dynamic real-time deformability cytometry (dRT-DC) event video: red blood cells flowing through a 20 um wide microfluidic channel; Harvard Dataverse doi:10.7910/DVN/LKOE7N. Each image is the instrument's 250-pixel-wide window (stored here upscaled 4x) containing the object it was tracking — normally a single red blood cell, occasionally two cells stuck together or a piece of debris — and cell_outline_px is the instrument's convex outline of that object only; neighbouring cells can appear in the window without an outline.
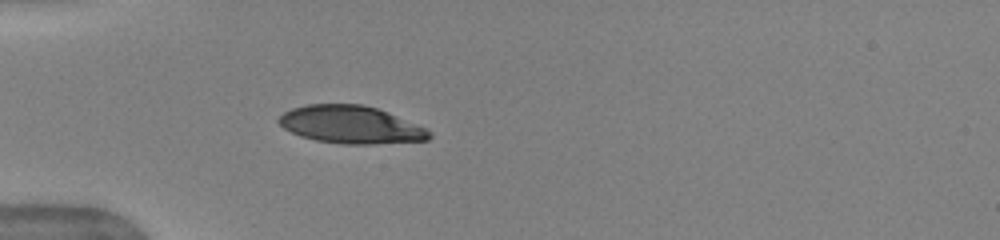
{"species": "human", "species_latin": "Homo sapiens", "temperature_condition": "warm", "stored_images_in_passage": 38, "camera_frame_rate_fps": 3000, "um_per_image_px": 0.085, "donor": {"sex": "female"}, "frame": {"image": 1, "passage_image": 6, "time_ms": 1.667, "image_size_px": [1000, 240], "cell_outline_px": [[432, 136], [428, 140], [372, 144], [344, 144], [316, 140], [300, 136], [284, 128], [276, 120], [284, 112], [292, 108], [308, 104], [360, 104], [376, 108], [424, 128], [432, 132]], "centroid_in_image_um": [29.78, 10.6], "position_along_channel_um": 55.2, "area_um2": 32.6}}
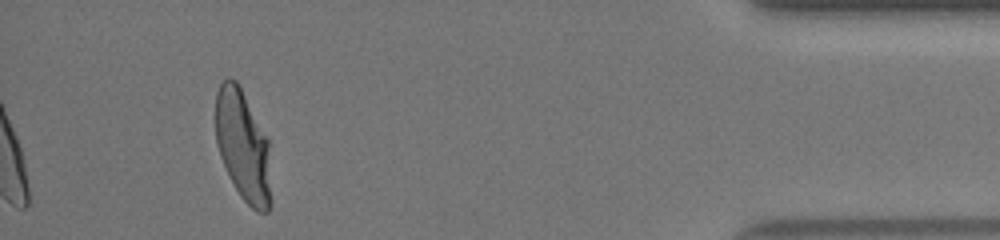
{"frame": {"image": 2, "passage_image": 38, "time_ms": 12.333, "image_size_px": [1000, 240], "cell_outline_px": [[268, 212], [256, 212], [240, 196], [220, 156], [216, 140], [216, 92], [220, 84], [228, 76], [236, 80], [268, 140]], "centroid_in_image_um": [20.6, 12.33], "position_along_channel_um": 414.6, "area_um2": 34.56}, "authors_computed_cell_mechanics": {"area_um2": 35.3447, "velocity_mm_per_s": 3.9682, "shape_relaxation_time_tau1_ms": 3.7252, "shape_relaxation_time_tau2_ms": null, "deformation_change_tau1": 0.1887, "deformation_change_tau2": null}}